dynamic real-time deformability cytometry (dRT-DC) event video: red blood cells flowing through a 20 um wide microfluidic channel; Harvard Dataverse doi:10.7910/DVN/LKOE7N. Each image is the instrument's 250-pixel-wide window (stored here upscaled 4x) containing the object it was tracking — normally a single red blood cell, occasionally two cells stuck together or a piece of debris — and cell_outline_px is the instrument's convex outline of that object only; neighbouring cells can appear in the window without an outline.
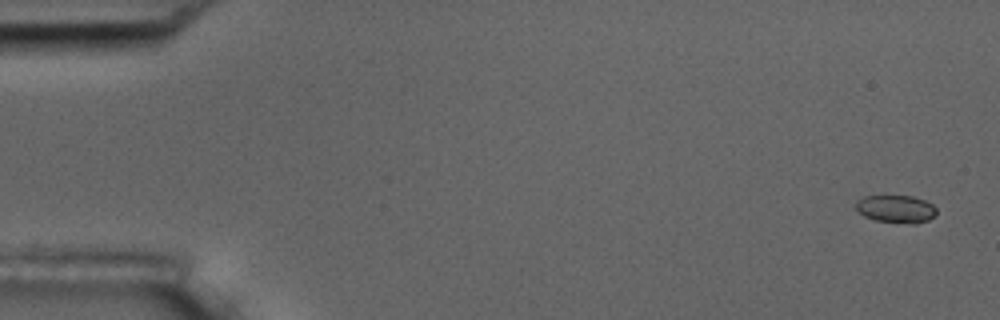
{"species": "common noctule bat (a hibernating species)", "species_latin": "Nyctalus noctula", "temperature_condition": "room temperature", "stored_images_in_passage": 5, "camera_frame_rate_fps": 3000, "um_per_image_px": 0.085, "animal": {"sex": "male", "body_mass_g": 17.5, "forearm_length_mm": 52.3}, "frame": {"image": 1, "passage_image": 1, "time_ms": 0.0, "image_size_px": [1000, 320], "cell_outline_px": [[936, 216], [928, 220], [916, 224], [912, 224], [876, 220], [864, 216], [856, 208], [856, 200], [864, 196], [912, 196], [924, 200], [932, 204], [936, 208]], "centroid_in_image_um": [76.18, 17.76], "position_along_channel_um": 8.8, "area_um2": 13.01}}
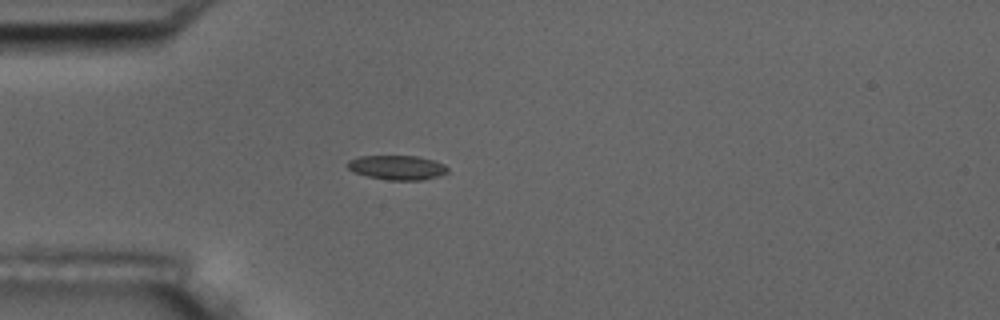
{"frame": {"image": 2, "passage_image": 5, "time_ms": 4.667, "image_size_px": [1000, 320], "cell_outline_px": [[448, 172], [436, 176], [420, 180], [388, 180], [368, 176], [352, 172], [348, 168], [348, 160], [360, 156], [416, 156], [432, 160], [444, 164], [448, 168]], "centroid_in_image_um": [33.73, 14.24], "position_along_channel_um": 51.3, "area_um2": 14.1}}